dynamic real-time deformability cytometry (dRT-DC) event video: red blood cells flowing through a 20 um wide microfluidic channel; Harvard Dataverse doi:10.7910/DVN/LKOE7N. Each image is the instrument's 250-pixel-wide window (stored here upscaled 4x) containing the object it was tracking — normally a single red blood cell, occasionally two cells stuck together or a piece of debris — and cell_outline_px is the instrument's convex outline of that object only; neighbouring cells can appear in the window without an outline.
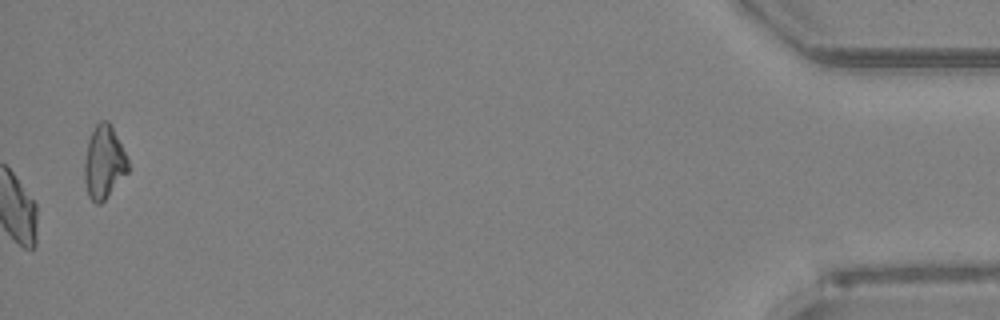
{"species": "Egyptian fruit bat (a non-hibernating species)", "species_latin": "Rousettus aegyptiacus", "temperature_condition": "room temperature", "stored_images_in_passage": 41, "camera_frame_rate_fps": 3000, "um_per_image_px": 0.085, "animal": {"sex": "female"}, "frame": {"image": 1, "passage_image": 41, "time_ms": 13.333, "image_size_px": [1000, 320], "cell_outline_px": [[132, 168], [104, 200], [100, 204], [96, 204], [88, 196], [84, 180], [84, 160], [88, 140], [96, 124], [100, 120], [108, 120]], "centroid_in_image_um": [8.83, 13.82], "position_along_channel_um": 426.4, "area_um2": 18.55}, "authors_computed_cell_mechanics": {"area_um2": 19.652, "velocity_mm_per_s": 4.0352, "shape_relaxation_time_tau1_ms": 4.2097, "shape_relaxation_time_tau2_ms": 6.0877, "deformation_change_tau1": 0.1477, "deformation_change_tau2": 0.1107}}